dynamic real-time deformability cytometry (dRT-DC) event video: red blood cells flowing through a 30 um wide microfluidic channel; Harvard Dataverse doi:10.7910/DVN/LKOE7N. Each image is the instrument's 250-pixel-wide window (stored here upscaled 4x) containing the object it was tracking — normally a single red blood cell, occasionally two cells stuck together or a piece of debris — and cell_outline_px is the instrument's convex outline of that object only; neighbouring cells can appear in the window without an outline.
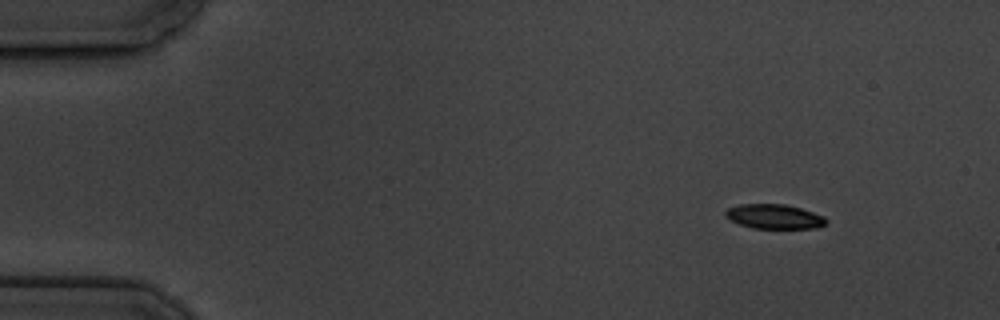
{"species": "common noctule bat (a hibernating species)", "species_latin": "Nyctalus noctula", "temperature_condition": "cold", "stored_images_in_passage": 4, "camera_frame_rate_fps": 3000, "um_per_image_px": 0.085, "animal": {"sex": "male", "body_mass_g": 19.5, "forearm_length_mm": 54.6}, "frame": {"image": 1, "passage_image": 1, "time_ms": 0.0, "image_size_px": [1000, 320], "cell_outline_px": [[828, 220], [824, 224], [816, 228], [752, 228], [740, 224], [724, 216], [724, 212], [728, 208], [740, 204], [784, 204], [800, 208], [824, 216]], "centroid_in_image_um": [65.8, 18.4], "position_along_channel_um": 19.2, "area_um2": 14.28}}
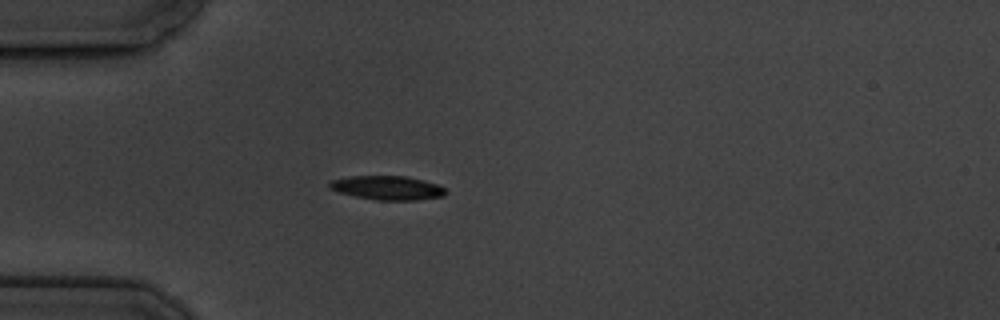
{"frame": {"image": 2, "passage_image": 4, "time_ms": 3.333, "image_size_px": [1000, 320], "cell_outline_px": [[448, 192], [444, 196], [416, 200], [376, 200], [356, 196], [340, 192], [328, 188], [328, 184], [332, 180], [352, 176], [408, 176], [424, 180], [436, 184], [444, 188]], "centroid_in_image_um": [32.95, 15.96], "position_along_channel_um": 52.0, "area_um2": 16.18}}